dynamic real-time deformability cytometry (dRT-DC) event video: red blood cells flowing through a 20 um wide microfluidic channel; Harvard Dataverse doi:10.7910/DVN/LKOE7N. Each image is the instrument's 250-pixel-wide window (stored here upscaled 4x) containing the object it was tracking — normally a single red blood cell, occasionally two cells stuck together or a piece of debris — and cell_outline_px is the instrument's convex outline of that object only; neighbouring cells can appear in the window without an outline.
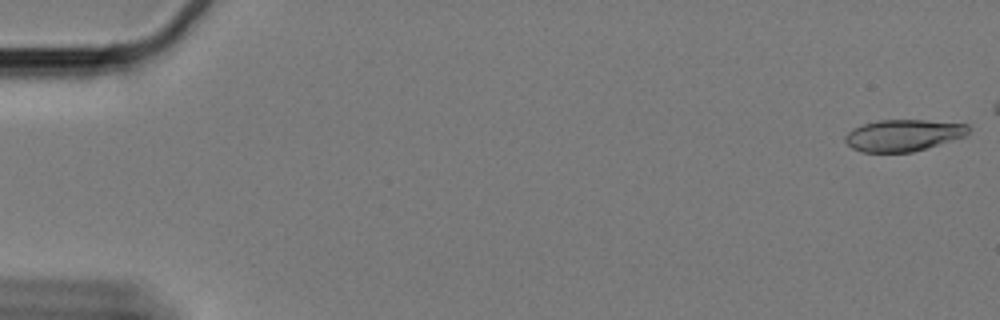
{"species": "Egyptian fruit bat (a non-hibernating species)", "species_latin": "Rousettus aegyptiacus", "temperature_condition": "cold", "stored_images_in_passage": 13, "camera_frame_rate_fps": 3000, "um_per_image_px": 0.085, "animal": {"sex": "female"}, "frame": {"image": 1, "passage_image": 1, "time_ms": 0.0, "image_size_px": [1000, 320], "cell_outline_px": [[968, 132], [964, 136], [912, 152], [864, 152], [852, 148], [844, 140], [844, 136], [852, 128], [864, 124], [880, 120], [924, 120], [968, 124]], "centroid_in_image_um": [76.73, 11.49], "position_along_channel_um": 8.3, "area_um2": 22.43}}